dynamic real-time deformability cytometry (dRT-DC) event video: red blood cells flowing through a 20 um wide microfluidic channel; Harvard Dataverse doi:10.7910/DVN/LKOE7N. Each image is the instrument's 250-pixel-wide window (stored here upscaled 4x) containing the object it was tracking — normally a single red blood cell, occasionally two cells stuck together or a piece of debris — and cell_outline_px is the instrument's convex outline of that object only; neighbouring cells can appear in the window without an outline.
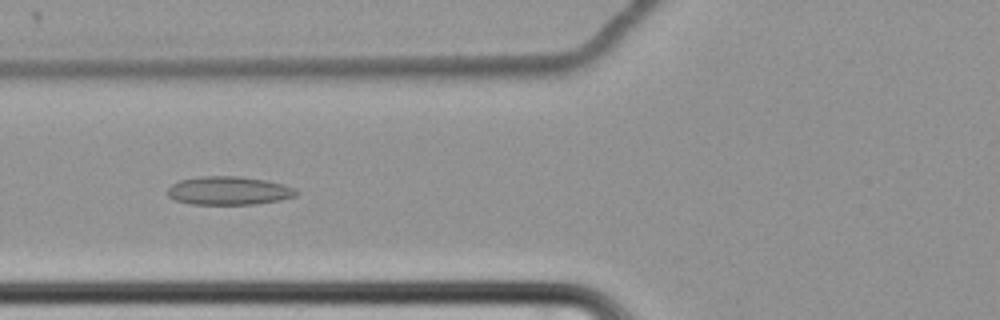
{"species": "common noctule bat (a hibernating species)", "species_latin": "Nyctalus noctula", "temperature_condition": "cold", "stored_images_in_passage": 49, "camera_frame_rate_fps": 3000, "um_per_image_px": 0.085, "animal": {"sex": "female", "body_mass_g": 22.7, "forearm_length_mm": 54.2}, "frame": {"image": 1, "passage_image": 13, "time_ms": 4.0, "image_size_px": [1000, 320], "cell_outline_px": [[300, 192], [296, 196], [280, 200], [256, 204], [192, 204], [176, 200], [168, 196], [168, 188], [172, 184], [180, 180], [200, 176], [240, 176], [264, 180], [296, 188]], "centroid_in_image_um": [19.46, 16.21], "position_along_channel_um": 106.3, "area_um2": 21.27}}
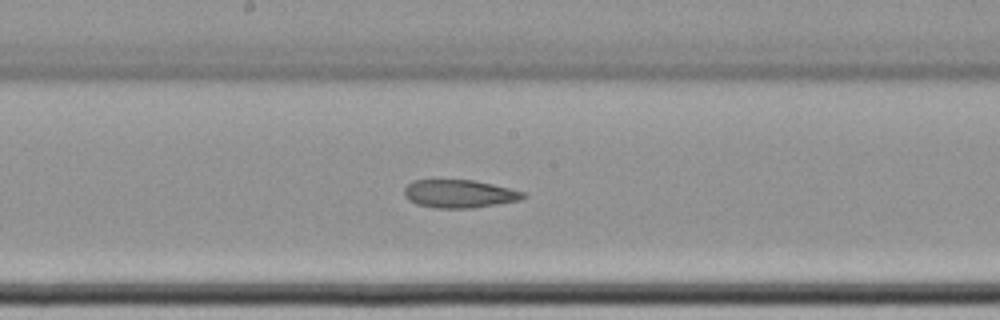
{"frame": {"image": 2, "passage_image": 22, "time_ms": 7.0, "image_size_px": [1000, 320], "cell_outline_px": [[524, 196], [520, 200], [472, 208], [436, 208], [416, 204], [408, 200], [404, 196], [404, 188], [412, 180], [472, 180], [492, 184], [524, 192]], "centroid_in_image_um": [38.98, 16.47], "position_along_channel_um": 209.2, "area_um2": 19.31}}
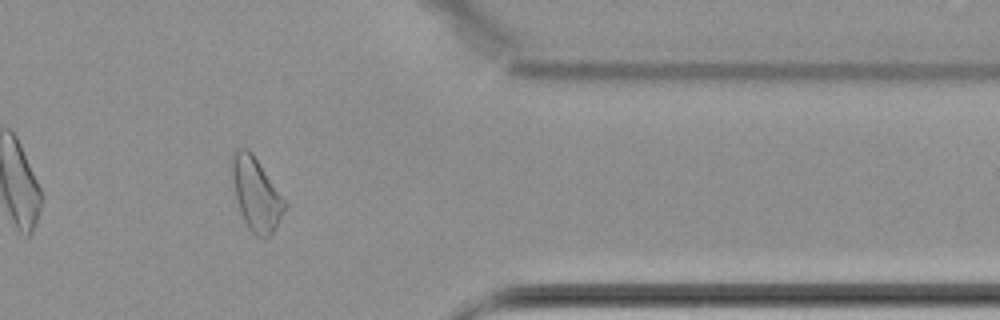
{"frame": {"image": 3, "passage_image": 39, "time_ms": 12.667, "image_size_px": [1000, 320], "cell_outline_px": [[288, 204], [276, 228], [268, 236], [256, 236], [248, 228], [240, 212], [236, 196], [232, 176], [232, 156], [236, 148], [248, 148], [252, 152]], "centroid_in_image_um": [21.78, 16.49], "position_along_channel_um": 389.6, "area_um2": 22.14}}